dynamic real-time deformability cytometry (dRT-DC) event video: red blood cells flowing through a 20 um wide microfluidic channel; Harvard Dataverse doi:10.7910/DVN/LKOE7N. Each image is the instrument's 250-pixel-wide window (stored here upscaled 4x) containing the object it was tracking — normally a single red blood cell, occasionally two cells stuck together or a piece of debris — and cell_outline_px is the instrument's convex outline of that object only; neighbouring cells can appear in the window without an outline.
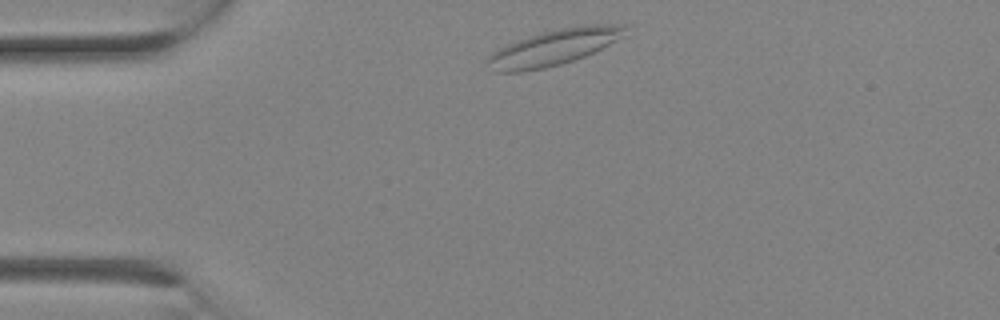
{"species": "Egyptian fruit bat (a non-hibernating species)", "species_latin": "Rousettus aegyptiacus", "temperature_condition": "room temperature", "stored_images_in_passage": 3, "camera_frame_rate_fps": 3000, "um_per_image_px": 0.085, "animal": {"sex": "female"}, "frame": {"image": 1, "passage_image": 1, "time_ms": 0.0, "image_size_px": [1000, 320], "cell_outline_px": [[628, 36], [584, 56], [560, 64], [544, 68], [524, 72], [492, 72], [484, 60], [492, 52], [508, 44], [528, 36], [540, 32], [560, 28], [588, 24], [628, 24]], "centroid_in_image_um": [47.12, 4.01], "position_along_channel_um": 37.9, "area_um2": 29.19}}